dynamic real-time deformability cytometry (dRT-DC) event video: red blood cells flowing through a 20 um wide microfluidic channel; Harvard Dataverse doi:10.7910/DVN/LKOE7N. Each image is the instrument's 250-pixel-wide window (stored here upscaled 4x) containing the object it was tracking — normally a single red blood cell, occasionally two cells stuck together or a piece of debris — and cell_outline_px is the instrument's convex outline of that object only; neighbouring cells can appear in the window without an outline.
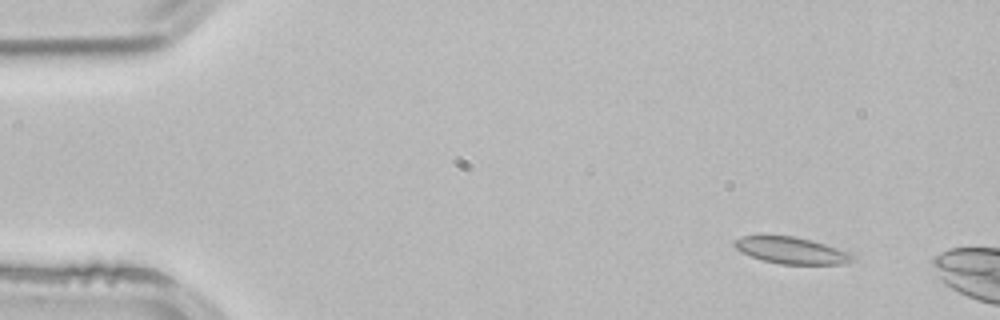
{"species": "common noctule bat (a hibernating species)", "species_latin": "Nyctalus noctula", "temperature_condition": "room temperature", "stored_images_in_passage": 3, "camera_frame_rate_fps": 3000, "um_per_image_px": 0.085, "animal": {"sex": "male", "body_mass_g": 21.5, "forearm_length_mm": 52.0}, "frame": {"image": 1, "passage_image": 1, "time_ms": 0.0, "image_size_px": [1000, 320], "cell_outline_px": [[856, 260], [844, 264], [780, 264], [760, 260], [740, 252], [732, 244], [732, 240], [740, 236], [792, 236], [824, 244], [852, 252], [856, 256]], "centroid_in_image_um": [67.27, 21.3], "position_along_channel_um": 17.7, "area_um2": 18.55}}